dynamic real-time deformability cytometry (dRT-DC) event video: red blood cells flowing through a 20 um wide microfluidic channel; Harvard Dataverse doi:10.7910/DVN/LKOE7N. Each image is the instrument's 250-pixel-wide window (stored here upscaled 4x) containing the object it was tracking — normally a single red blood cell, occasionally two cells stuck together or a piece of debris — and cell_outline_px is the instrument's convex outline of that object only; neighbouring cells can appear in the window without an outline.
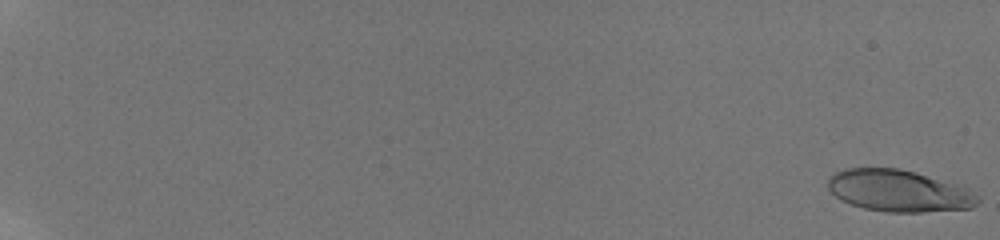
{"species": "human", "species_latin": "Homo sapiens", "temperature_condition": "room temperature", "stored_images_in_passage": 59, "camera_frame_rate_fps": 3000, "um_per_image_px": 0.085, "donor": {"sex": "male"}, "frame": {"image": 1, "passage_image": 1, "time_ms": 0.0, "image_size_px": [1000, 240], "cell_outline_px": [[980, 200], [972, 208], [924, 212], [888, 212], [864, 208], [840, 200], [828, 188], [828, 180], [836, 172], [844, 168], [900, 168], [964, 184], [980, 196]], "centroid_in_image_um": [76.5, 16.21], "position_along_channel_um": 8.5, "area_um2": 37.05}}
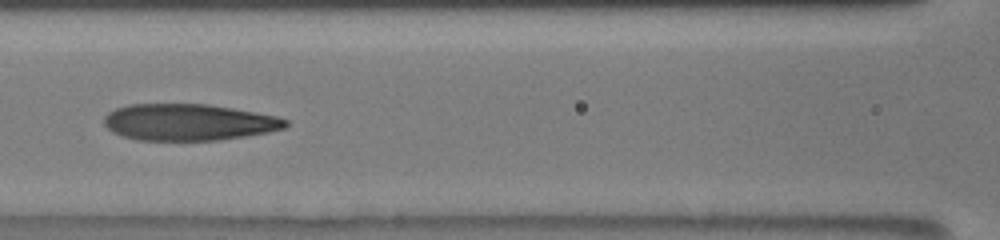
{"frame": {"image": 2, "passage_image": 32, "time_ms": 10.333, "image_size_px": [1000, 240], "cell_outline_px": [[288, 124], [284, 128], [268, 132], [220, 140], [136, 140], [112, 132], [104, 124], [104, 116], [108, 112], [116, 108], [128, 104], [208, 104], [232, 108], [276, 116], [288, 120]], "centroid_in_image_um": [16.01, 10.38], "position_along_channel_um": 150.6, "area_um2": 38.61}}
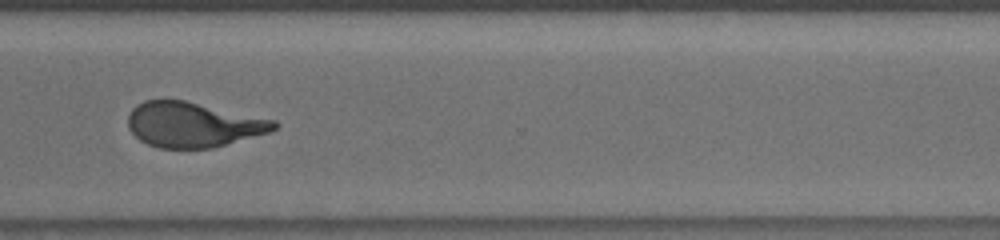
{"frame": {"image": 3, "passage_image": 48, "time_ms": 15.667, "image_size_px": [1000, 240], "cell_outline_px": [[280, 124], [272, 132], [212, 148], [156, 148], [140, 140], [128, 128], [128, 116], [132, 108], [136, 104], [144, 100], [184, 100], [276, 120]], "centroid_in_image_um": [16.43, 10.6], "position_along_channel_um": 354.2, "area_um2": 38.49}, "authors_computed_cell_mechanics": {"area_um2": 38.2058, "velocity_mm_per_s": 3.832, "shape_relaxation_time_tau1_ms": 5.7153, "shape_relaxation_time_tau2_ms": 1.3613, "deformation_change_tau1": 0.2429, "deformation_change_tau2": 0.1022}}